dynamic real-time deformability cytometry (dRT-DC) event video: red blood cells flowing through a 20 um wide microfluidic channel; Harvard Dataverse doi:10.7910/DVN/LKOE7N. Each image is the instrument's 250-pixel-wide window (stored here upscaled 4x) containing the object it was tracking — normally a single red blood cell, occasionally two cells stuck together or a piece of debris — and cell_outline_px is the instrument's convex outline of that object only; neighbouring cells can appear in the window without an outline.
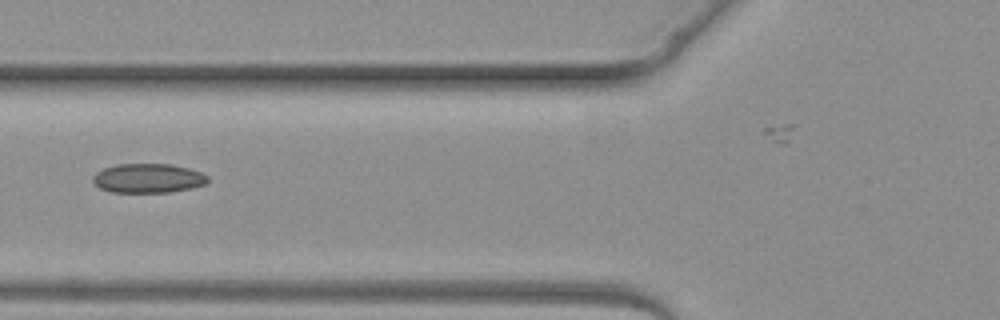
{"species": "common noctule bat (a hibernating species)", "species_latin": "Nyctalus noctula", "temperature_condition": "warm", "stored_images_in_passage": 5, "camera_frame_rate_fps": 3000, "um_per_image_px": 0.085, "animal": {"sex": "female", "body_mass_g": 19.3, "forearm_length_mm": 54.1}, "frame": {"image": 1, "passage_image": 4, "time_ms": 5.0, "image_size_px": [1000, 320], "cell_outline_px": [[208, 180], [204, 184], [192, 188], [168, 192], [112, 192], [100, 188], [92, 180], [92, 176], [96, 172], [104, 168], [116, 164], [172, 164], [188, 168], [200, 172], [208, 176]], "centroid_in_image_um": [12.57, 15.14], "position_along_channel_um": 113.2, "area_um2": 19.54}}